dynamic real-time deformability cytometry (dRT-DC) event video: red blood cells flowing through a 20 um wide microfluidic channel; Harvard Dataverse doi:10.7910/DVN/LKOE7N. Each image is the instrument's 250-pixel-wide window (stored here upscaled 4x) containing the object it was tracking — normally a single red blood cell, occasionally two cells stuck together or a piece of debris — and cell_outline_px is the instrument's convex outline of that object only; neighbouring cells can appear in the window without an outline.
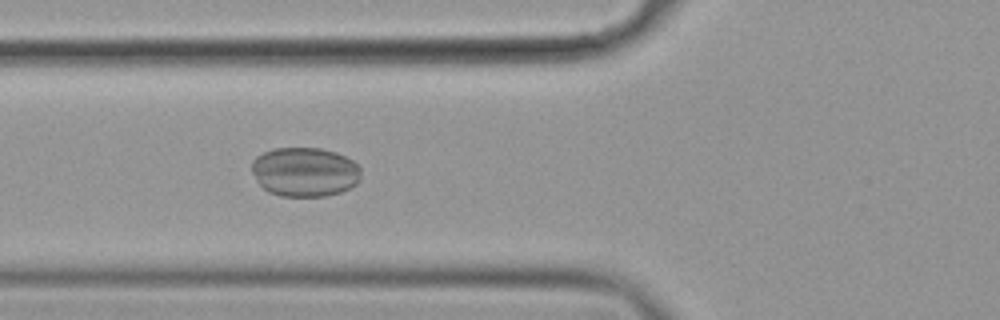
{"species": "common noctule bat (a hibernating species)", "species_latin": "Nyctalus noctula", "temperature_condition": "cold", "stored_images_in_passage": 57, "camera_frame_rate_fps": 3000, "um_per_image_px": 0.085, "animal": {"sex": "female", "body_mass_g": 19.9}, "frame": {"image": 1, "passage_image": 22, "time_ms": 7.0, "image_size_px": [1000, 320], "cell_outline_px": [[360, 180], [356, 184], [340, 192], [324, 196], [280, 196], [268, 192], [260, 184], [252, 172], [252, 160], [256, 156], [272, 148], [320, 148], [336, 152], [352, 160], [360, 168]], "centroid_in_image_um": [25.89, 14.61], "position_along_channel_um": 99.9, "area_um2": 31.39}}
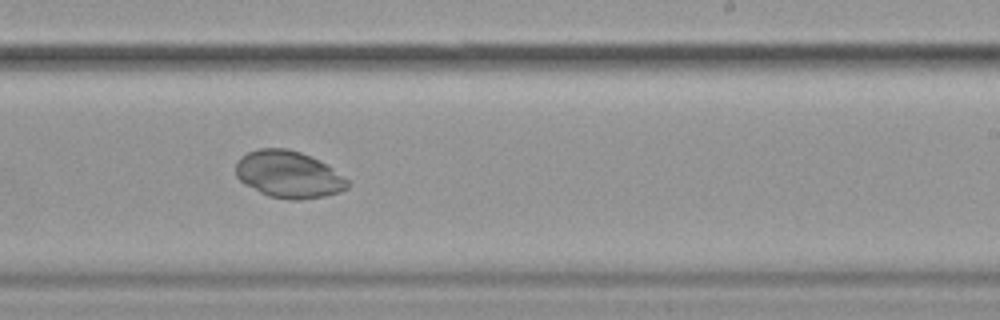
{"frame": {"image": 2, "passage_image": 36, "time_ms": 11.667, "image_size_px": [1000, 320], "cell_outline_px": [[352, 184], [348, 188], [340, 192], [324, 196], [300, 200], [288, 200], [268, 196], [244, 184], [236, 176], [236, 160], [240, 156], [248, 152], [260, 148], [288, 148], [300, 152], [332, 168], [348, 180]], "centroid_in_image_um": [24.51, 14.84], "position_along_channel_um": 264.5, "area_um2": 30.63}}
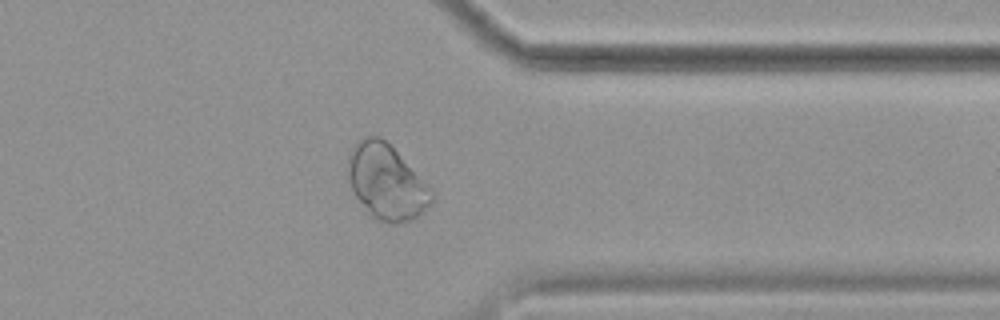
{"frame": {"image": 3, "passage_image": 46, "time_ms": 15.0, "image_size_px": [1000, 320], "cell_outline_px": [[436, 196], [416, 216], [408, 220], [396, 224], [376, 220], [372, 216], [356, 196], [352, 188], [348, 176], [348, 152], [360, 140], [368, 136], [380, 136], [436, 192]], "centroid_in_image_um": [32.85, 15.47], "position_along_channel_um": 378.6, "area_um2": 35.84}}